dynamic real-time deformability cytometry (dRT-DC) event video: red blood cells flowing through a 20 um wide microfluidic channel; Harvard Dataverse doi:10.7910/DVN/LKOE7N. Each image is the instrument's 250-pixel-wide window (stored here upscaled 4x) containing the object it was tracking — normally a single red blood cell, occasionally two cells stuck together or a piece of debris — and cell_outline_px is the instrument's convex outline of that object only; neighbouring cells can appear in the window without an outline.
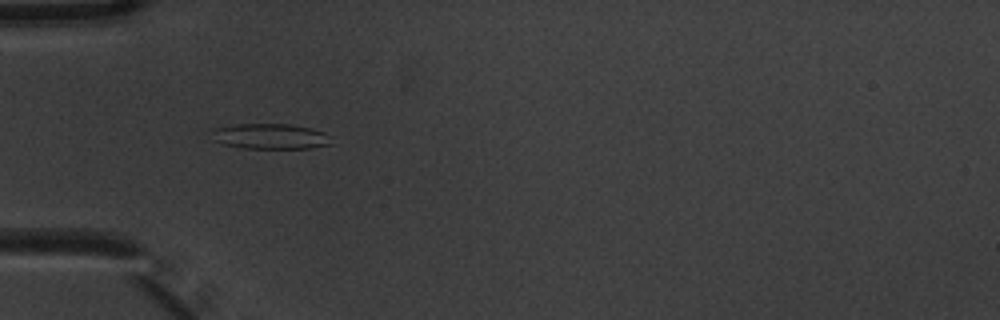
{"species": "common noctule bat (a hibernating species)", "species_latin": "Nyctalus noctula", "temperature_condition": "warm", "stored_images_in_passage": 5, "camera_frame_rate_fps": 3000, "um_per_image_px": 0.085, "animal": {"sex": "male", "body_mass_g": 20.1, "forearm_length_mm": 53.5}, "frame": {"image": 1, "passage_image": 4, "time_ms": 1.0, "image_size_px": [1000, 320], "cell_outline_px": [[332, 144], [308, 148], [244, 148], [220, 144], [212, 140], [212, 128], [236, 124], [288, 124], [308, 128], [324, 132], [332, 136]], "centroid_in_image_um": [22.94, 11.59], "position_along_channel_um": 62.1, "area_um2": 17.86}}
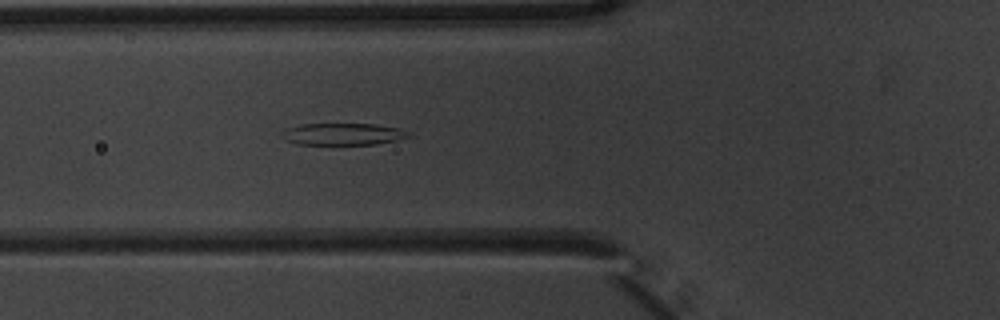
{"frame": {"image": 2, "passage_image": 5, "time_ms": 1.333, "image_size_px": [1000, 320], "cell_outline_px": [[412, 136], [396, 140], [376, 144], [296, 144], [284, 140], [280, 136], [280, 132], [288, 128], [300, 124], [372, 124], [400, 128], [408, 132]], "centroid_in_image_um": [29.11, 11.4], "position_along_channel_um": 96.7, "area_um2": 16.18}}